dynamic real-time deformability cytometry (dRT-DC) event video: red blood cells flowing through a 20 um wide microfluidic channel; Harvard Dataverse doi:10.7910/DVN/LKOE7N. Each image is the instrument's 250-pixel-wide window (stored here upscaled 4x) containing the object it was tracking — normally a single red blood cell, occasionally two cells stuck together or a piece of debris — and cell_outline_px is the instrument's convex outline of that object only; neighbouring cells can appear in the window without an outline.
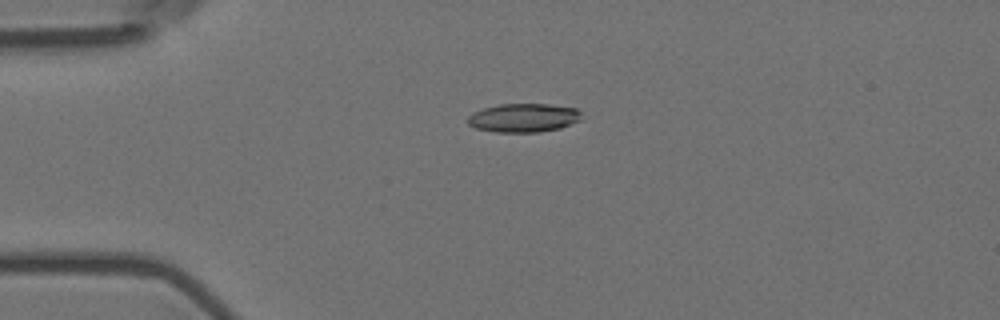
{"species": "Egyptian fruit bat (a non-hibernating species)", "species_latin": "Rousettus aegyptiacus", "temperature_condition": "room temperature", "stored_images_in_passage": 5, "camera_frame_rate_fps": 3000, "um_per_image_px": 0.085, "animal": {"sex": "female"}, "frame": {"image": 1, "passage_image": 4, "time_ms": 1.0, "image_size_px": [1000, 320], "cell_outline_px": [[580, 120], [560, 128], [540, 132], [496, 132], [476, 128], [468, 124], [468, 116], [472, 112], [484, 108], [500, 104], [548, 104], [576, 108], [580, 112]], "centroid_in_image_um": [44.49, 10.01], "position_along_channel_um": 40.5, "area_um2": 18.96}}